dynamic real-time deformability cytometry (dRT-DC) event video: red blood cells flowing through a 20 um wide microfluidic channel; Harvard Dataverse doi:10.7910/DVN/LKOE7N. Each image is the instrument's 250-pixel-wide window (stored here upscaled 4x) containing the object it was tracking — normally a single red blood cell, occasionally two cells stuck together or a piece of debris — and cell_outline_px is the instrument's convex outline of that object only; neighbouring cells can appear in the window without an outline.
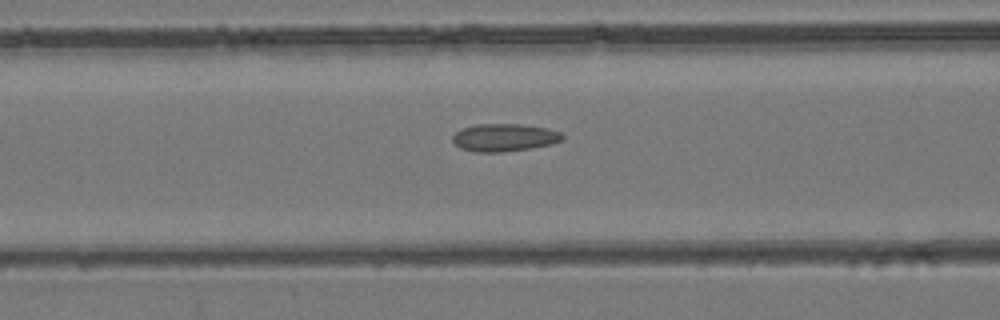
{"species": "common noctule bat (a hibernating species)", "species_latin": "Nyctalus noctula", "temperature_condition": "room temperature", "stored_images_in_passage": 50, "camera_frame_rate_fps": 3000, "um_per_image_px": 0.085, "animal": {"sex": "female", "body_mass_g": 24.6, "forearm_length_mm": 56.2}, "frame": {"image": 1, "passage_image": 21, "time_ms": 6.667, "image_size_px": [1000, 320], "cell_outline_px": [[564, 140], [552, 144], [532, 148], [504, 152], [476, 152], [460, 148], [452, 140], [452, 136], [456, 132], [464, 128], [476, 124], [520, 124], [548, 128], [560, 132], [564, 136]], "centroid_in_image_um": [42.9, 11.69], "position_along_channel_um": 123.7, "area_um2": 17.8}}
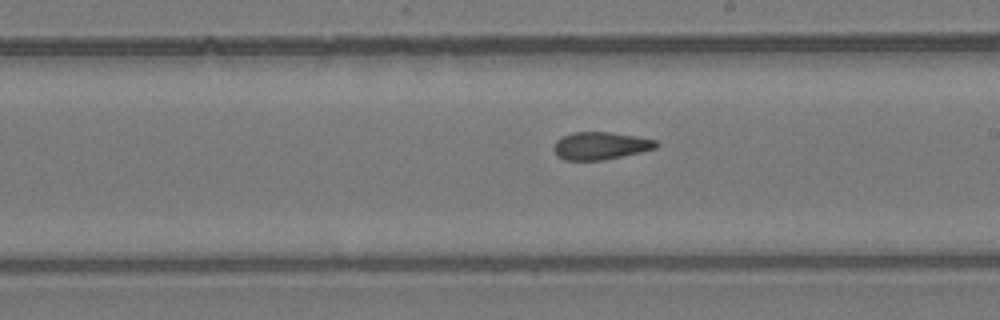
{"frame": {"image": 2, "passage_image": 29, "time_ms": 9.333, "image_size_px": [1000, 320], "cell_outline_px": [[660, 144], [656, 148], [640, 152], [604, 160], [564, 160], [556, 156], [552, 148], [556, 140], [560, 136], [572, 132], [608, 132], [636, 136], [656, 140]], "centroid_in_image_um": [50.99, 12.39], "position_along_channel_um": 238.0, "area_um2": 16.65}}
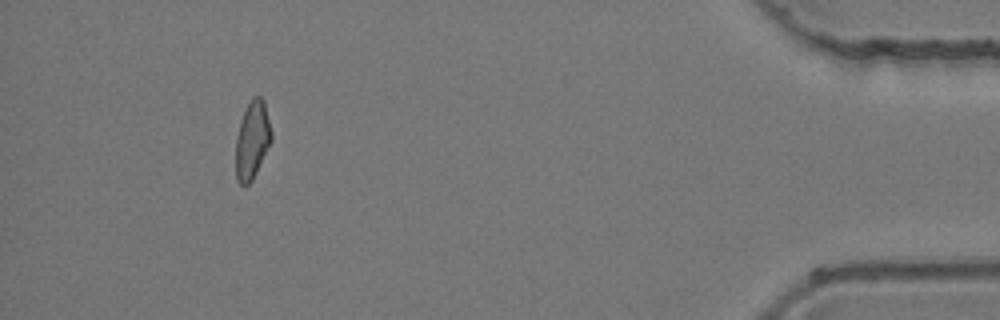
{"frame": {"image": 3, "passage_image": 46, "time_ms": 15.0, "image_size_px": [1000, 320], "cell_outline_px": [[272, 140], [252, 180], [248, 184], [240, 184], [236, 180], [236, 136], [240, 120], [244, 108], [252, 96], [260, 96], [264, 100], [272, 132]], "centroid_in_image_um": [21.43, 11.85], "position_along_channel_um": 413.8, "area_um2": 16.3}}